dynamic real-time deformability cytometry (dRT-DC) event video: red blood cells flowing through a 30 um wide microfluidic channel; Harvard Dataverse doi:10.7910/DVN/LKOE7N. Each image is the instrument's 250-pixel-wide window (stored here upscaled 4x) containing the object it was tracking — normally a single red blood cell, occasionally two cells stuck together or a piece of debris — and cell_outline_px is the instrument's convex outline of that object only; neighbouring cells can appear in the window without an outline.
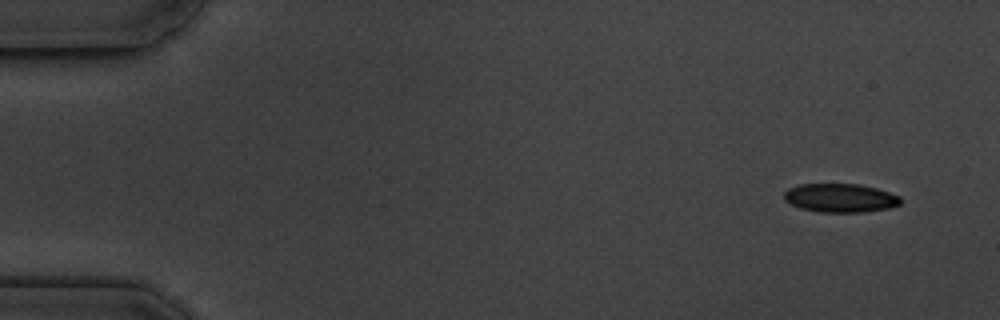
{"species": "common noctule bat (a hibernating species)", "species_latin": "Nyctalus noctula", "temperature_condition": "cold", "stored_images_in_passage": 5, "camera_frame_rate_fps": 3000, "um_per_image_px": 0.085, "animal": {"sex": "male", "body_mass_g": 19.5, "forearm_length_mm": 54.6}, "frame": {"image": 1, "passage_image": 1, "time_ms": 0.0, "image_size_px": [1000, 320], "cell_outline_px": [[900, 204], [888, 208], [864, 212], [820, 212], [800, 208], [784, 200], [784, 192], [788, 188], [800, 184], [860, 184], [876, 188], [900, 196]], "centroid_in_image_um": [71.41, 16.82], "position_along_channel_um": 13.6, "area_um2": 19.42}}
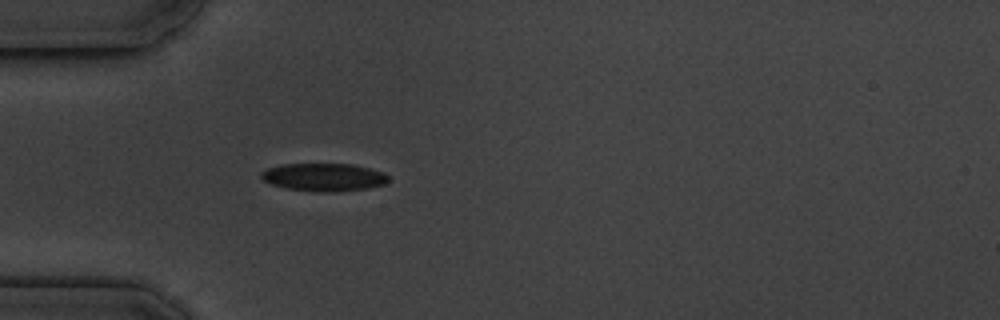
{"frame": {"image": 2, "passage_image": 5, "time_ms": 4.333, "image_size_px": [1000, 320], "cell_outline_px": [[388, 180], [384, 184], [368, 188], [332, 192], [320, 192], [288, 188], [272, 184], [264, 180], [260, 176], [260, 172], [268, 168], [280, 164], [352, 164], [384, 172], [388, 176]], "centroid_in_image_um": [27.52, 15.05], "position_along_channel_um": 57.5, "area_um2": 20.52}}